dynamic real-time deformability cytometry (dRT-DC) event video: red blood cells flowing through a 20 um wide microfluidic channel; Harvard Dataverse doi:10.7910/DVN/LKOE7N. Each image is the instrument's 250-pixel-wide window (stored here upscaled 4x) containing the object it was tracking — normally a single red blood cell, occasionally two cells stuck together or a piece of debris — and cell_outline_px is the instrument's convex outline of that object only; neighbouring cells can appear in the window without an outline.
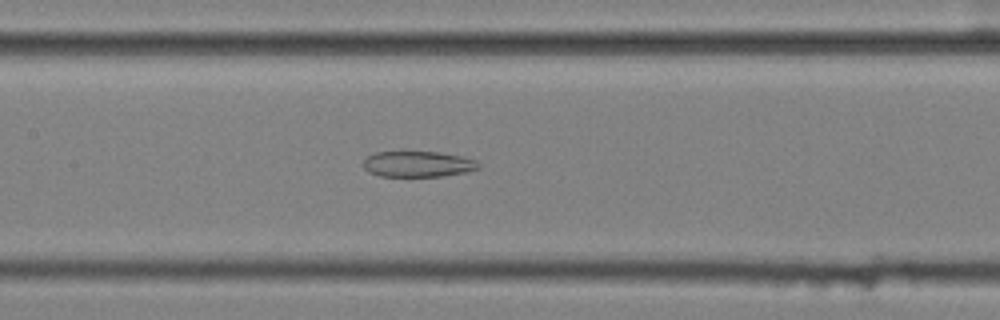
{"species": "common noctule bat (a hibernating species)", "species_latin": "Nyctalus noctula", "temperature_condition": "cold", "stored_images_in_passage": 57, "segment_of_instrument_passage": [2, 2], "camera_frame_rate_fps": 3000, "um_per_image_px": 0.085, "animal": {"sex": "female", "body_mass_g": 25.1}, "frame": {"image": 1, "passage_image": 28, "time_ms": 9.0, "image_size_px": [1000, 320], "cell_outline_px": [[480, 168], [468, 172], [440, 176], [380, 176], [368, 172], [364, 168], [364, 160], [368, 156], [376, 152], [436, 152], [460, 156], [476, 160], [480, 164]], "centroid_in_image_um": [35.54, 13.95], "position_along_channel_um": 171.9, "area_um2": 17.22}}
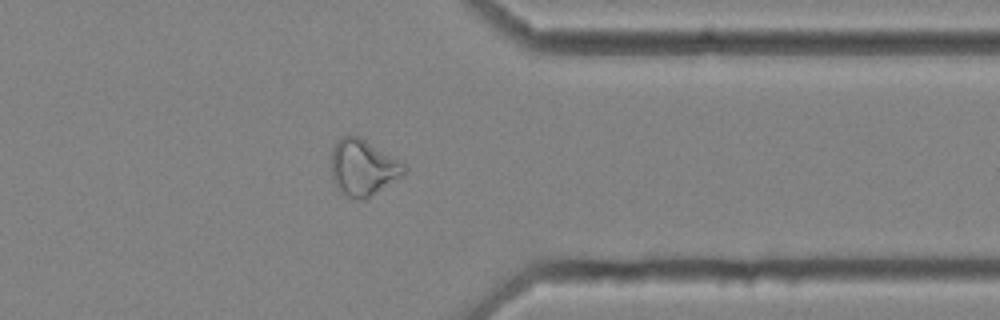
{"frame": {"image": 2, "passage_image": 46, "time_ms": 15.0, "image_size_px": [1000, 320], "cell_outline_px": [[408, 168], [400, 176], [364, 200], [356, 200], [344, 196], [336, 188], [332, 180], [332, 148], [336, 140], [340, 136], [356, 136], [364, 140], [408, 164]], "centroid_in_image_um": [30.83, 14.26], "position_along_channel_um": 380.6, "area_um2": 23.81}}
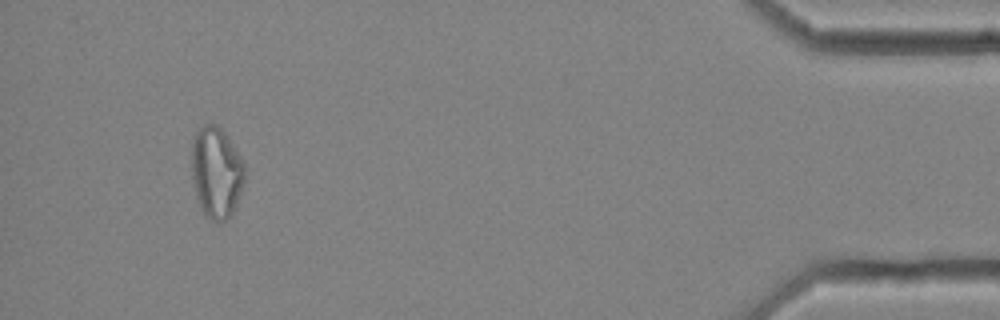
{"frame": {"image": 3, "passage_image": 54, "time_ms": 17.667, "image_size_px": [1000, 320], "cell_outline_px": [[244, 180], [236, 204], [232, 212], [224, 220], [216, 224], [208, 220], [204, 216], [200, 208], [192, 184], [192, 140], [196, 132], [204, 124], [216, 124], [224, 132], [244, 164]], "centroid_in_image_um": [18.35, 14.7], "position_along_channel_um": 416.9, "area_um2": 28.15}}